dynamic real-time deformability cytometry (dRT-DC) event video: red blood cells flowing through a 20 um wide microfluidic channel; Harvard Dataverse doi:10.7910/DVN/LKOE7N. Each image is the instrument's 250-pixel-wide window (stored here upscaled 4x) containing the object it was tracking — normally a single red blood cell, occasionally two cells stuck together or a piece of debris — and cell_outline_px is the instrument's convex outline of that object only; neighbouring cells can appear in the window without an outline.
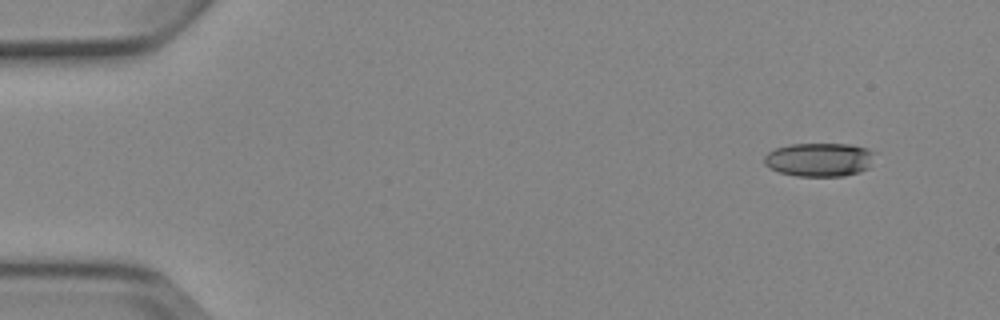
{"species": "Egyptian fruit bat (a non-hibernating species)", "species_latin": "Rousettus aegyptiacus", "temperature_condition": "cold", "stored_images_in_passage": 4, "camera_frame_rate_fps": 3000, "um_per_image_px": 0.085, "animal": {"sex": "female"}, "frame": {"image": 1, "passage_image": 1, "time_ms": 0.0, "image_size_px": [1000, 320], "cell_outline_px": [[876, 152], [868, 168], [860, 172], [844, 176], [796, 176], [780, 172], [768, 168], [764, 164], [764, 156], [768, 152], [776, 148], [788, 144], [852, 144], [868, 148]], "centroid_in_image_um": [69.65, 13.56], "position_along_channel_um": 15.3, "area_um2": 21.96}}
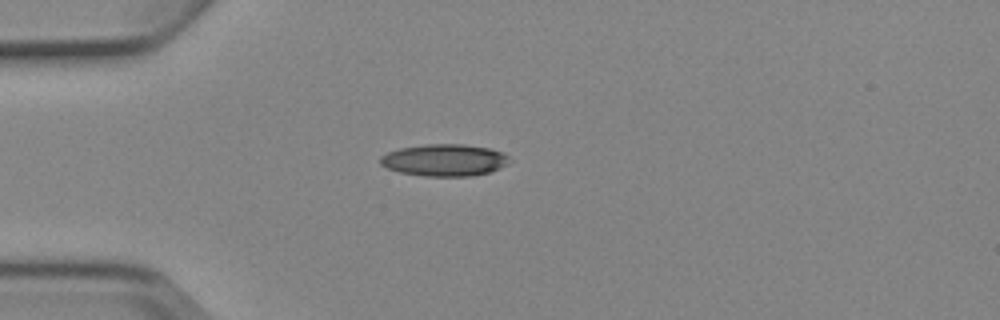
{"frame": {"image": 2, "passage_image": 4, "time_ms": 3.333, "image_size_px": [1000, 320], "cell_outline_px": [[512, 160], [508, 164], [500, 168], [488, 172], [472, 176], [424, 176], [400, 172], [388, 168], [380, 164], [380, 156], [388, 152], [400, 148], [424, 144], [464, 144], [488, 148], [504, 152]], "centroid_in_image_um": [37.8, 13.6], "position_along_channel_um": 47.2, "area_um2": 24.16}}